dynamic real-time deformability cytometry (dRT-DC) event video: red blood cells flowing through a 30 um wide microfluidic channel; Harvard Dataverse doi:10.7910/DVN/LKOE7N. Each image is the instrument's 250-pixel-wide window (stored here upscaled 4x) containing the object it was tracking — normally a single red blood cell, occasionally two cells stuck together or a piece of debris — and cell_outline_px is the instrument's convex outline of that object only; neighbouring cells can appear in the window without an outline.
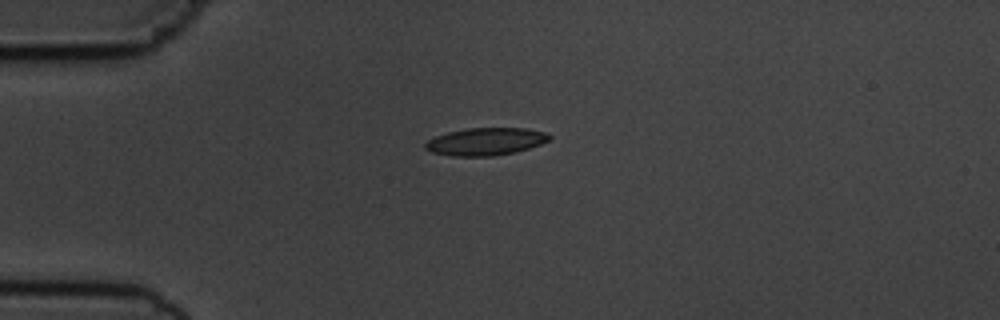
{"species": "common noctule bat (a hibernating species)", "species_latin": "Nyctalus noctula", "temperature_condition": "cold", "stored_images_in_passage": 1, "camera_frame_rate_fps": 3000, "um_per_image_px": 0.085, "animal": {"sex": "male", "body_mass_g": 19.5, "forearm_length_mm": 54.6}, "frame": {"image": 1, "passage_image": 1, "time_ms": 0.0, "image_size_px": [1000, 320], "cell_outline_px": [[552, 136], [548, 140], [540, 144], [516, 152], [492, 156], [452, 156], [432, 152], [424, 148], [424, 144], [428, 140], [436, 136], [448, 132], [468, 128], [524, 128], [544, 132]], "centroid_in_image_um": [41.26, 12.03], "position_along_channel_um": 43.7, "area_um2": 19.77}}